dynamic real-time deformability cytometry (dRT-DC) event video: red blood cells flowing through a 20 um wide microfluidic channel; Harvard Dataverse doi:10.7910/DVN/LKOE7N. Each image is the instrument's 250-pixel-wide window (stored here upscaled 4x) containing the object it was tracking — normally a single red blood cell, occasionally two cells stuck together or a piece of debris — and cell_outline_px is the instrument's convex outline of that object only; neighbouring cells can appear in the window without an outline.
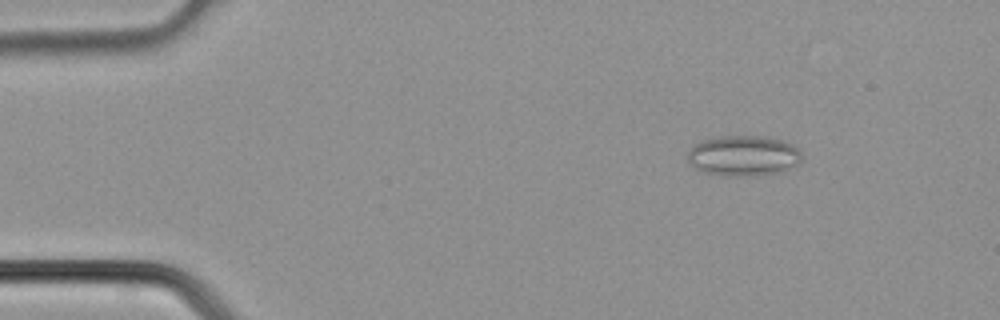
{"species": "common noctule bat (a hibernating species)", "species_latin": "Nyctalus noctula", "temperature_condition": "cold", "stored_images_in_passage": 27, "camera_frame_rate_fps": 3000, "um_per_image_px": 0.085, "animal": {"sex": "male", "body_mass_g": 21.5, "forearm_length_mm": 52.0}, "frame": {"image": 1, "passage_image": 2, "time_ms": 0.333, "image_size_px": [1000, 320], "cell_outline_px": [[800, 164], [784, 172], [748, 176], [720, 176], [704, 172], [696, 168], [688, 160], [688, 148], [700, 140], [720, 136], [768, 136], [784, 140], [792, 144], [800, 152]], "centroid_in_image_um": [63.2, 13.24], "position_along_channel_um": 21.8, "area_um2": 27.4}}
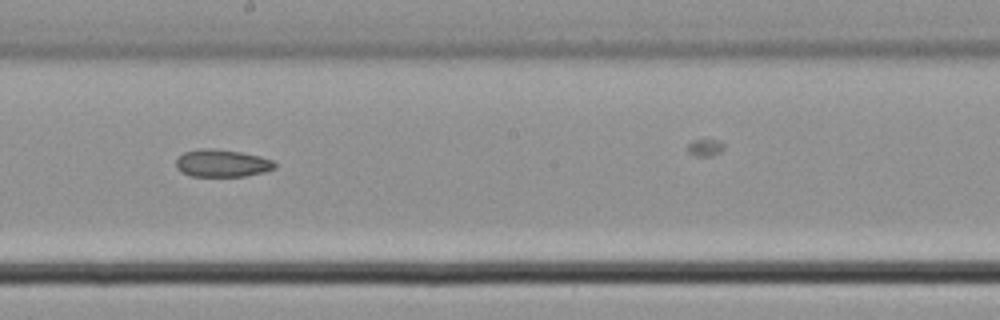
{"frame": {"image": 2, "passage_image": 18, "time_ms": 5.667, "image_size_px": [1000, 320], "cell_outline_px": [[276, 168], [264, 172], [244, 176], [192, 176], [180, 172], [176, 168], [176, 160], [184, 152], [200, 148], [212, 148], [240, 152], [260, 156], [272, 160], [276, 164]], "centroid_in_image_um": [18.86, 13.87], "position_along_channel_um": 229.3, "area_um2": 15.84}}
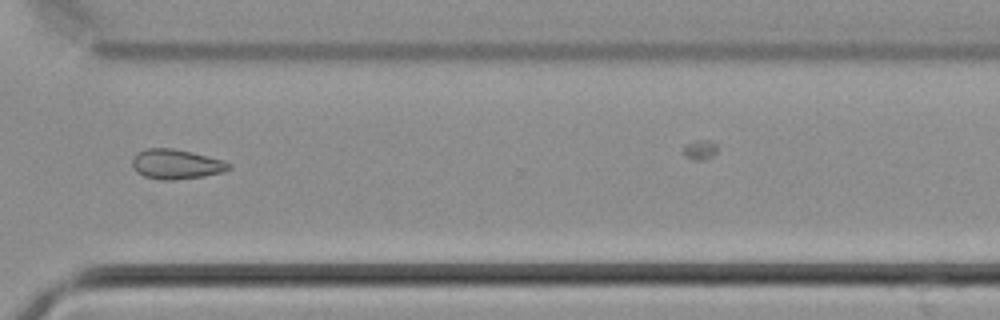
{"frame": {"image": 3, "passage_image": 25, "time_ms": 8.0, "image_size_px": [1000, 320], "cell_outline_px": [[232, 168], [224, 172], [204, 176], [172, 180], [160, 180], [144, 176], [136, 172], [132, 164], [132, 160], [136, 152], [148, 148], [172, 148], [192, 152], [224, 160], [232, 164]], "centroid_in_image_um": [15.0, 13.95], "position_along_channel_um": 355.6, "area_um2": 16.94}}